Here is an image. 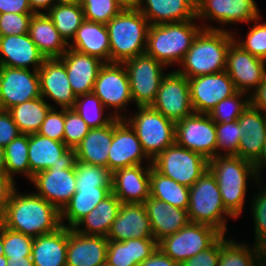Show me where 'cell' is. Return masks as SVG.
Returning <instances> with one entry per match:
<instances>
[{
	"instance_id": "54",
	"label": "cell",
	"mask_w": 266,
	"mask_h": 266,
	"mask_svg": "<svg viewBox=\"0 0 266 266\" xmlns=\"http://www.w3.org/2000/svg\"><path fill=\"white\" fill-rule=\"evenodd\" d=\"M20 134L10 113L0 109V146L6 147Z\"/></svg>"
},
{
	"instance_id": "32",
	"label": "cell",
	"mask_w": 266,
	"mask_h": 266,
	"mask_svg": "<svg viewBox=\"0 0 266 266\" xmlns=\"http://www.w3.org/2000/svg\"><path fill=\"white\" fill-rule=\"evenodd\" d=\"M157 248L154 238L108 240L106 262L111 266H138Z\"/></svg>"
},
{
	"instance_id": "21",
	"label": "cell",
	"mask_w": 266,
	"mask_h": 266,
	"mask_svg": "<svg viewBox=\"0 0 266 266\" xmlns=\"http://www.w3.org/2000/svg\"><path fill=\"white\" fill-rule=\"evenodd\" d=\"M41 97L54 102L51 107L73 108L76 95L67 77L64 63L59 58L45 59L38 70Z\"/></svg>"
},
{
	"instance_id": "10",
	"label": "cell",
	"mask_w": 266,
	"mask_h": 266,
	"mask_svg": "<svg viewBox=\"0 0 266 266\" xmlns=\"http://www.w3.org/2000/svg\"><path fill=\"white\" fill-rule=\"evenodd\" d=\"M222 235L209 225L189 222L178 232L161 240L158 248L181 264L211 247Z\"/></svg>"
},
{
	"instance_id": "61",
	"label": "cell",
	"mask_w": 266,
	"mask_h": 266,
	"mask_svg": "<svg viewBox=\"0 0 266 266\" xmlns=\"http://www.w3.org/2000/svg\"><path fill=\"white\" fill-rule=\"evenodd\" d=\"M8 265L7 266H33L31 257H23L18 259L7 258Z\"/></svg>"
},
{
	"instance_id": "48",
	"label": "cell",
	"mask_w": 266,
	"mask_h": 266,
	"mask_svg": "<svg viewBox=\"0 0 266 266\" xmlns=\"http://www.w3.org/2000/svg\"><path fill=\"white\" fill-rule=\"evenodd\" d=\"M33 240V237L11 230L3 225V249L6 258L31 257Z\"/></svg>"
},
{
	"instance_id": "59",
	"label": "cell",
	"mask_w": 266,
	"mask_h": 266,
	"mask_svg": "<svg viewBox=\"0 0 266 266\" xmlns=\"http://www.w3.org/2000/svg\"><path fill=\"white\" fill-rule=\"evenodd\" d=\"M28 3L34 13H43L42 10L47 13L55 5V0H28Z\"/></svg>"
},
{
	"instance_id": "17",
	"label": "cell",
	"mask_w": 266,
	"mask_h": 266,
	"mask_svg": "<svg viewBox=\"0 0 266 266\" xmlns=\"http://www.w3.org/2000/svg\"><path fill=\"white\" fill-rule=\"evenodd\" d=\"M152 161L142 149L141 143L131 126L121 118L113 119V139L108 153V168L117 169L131 167Z\"/></svg>"
},
{
	"instance_id": "49",
	"label": "cell",
	"mask_w": 266,
	"mask_h": 266,
	"mask_svg": "<svg viewBox=\"0 0 266 266\" xmlns=\"http://www.w3.org/2000/svg\"><path fill=\"white\" fill-rule=\"evenodd\" d=\"M263 180H257L255 185L259 186L250 202L251 217L254 221V236L253 244L257 245L261 240L266 238V185ZM262 183V184H261ZM263 186V187H262Z\"/></svg>"
},
{
	"instance_id": "56",
	"label": "cell",
	"mask_w": 266,
	"mask_h": 266,
	"mask_svg": "<svg viewBox=\"0 0 266 266\" xmlns=\"http://www.w3.org/2000/svg\"><path fill=\"white\" fill-rule=\"evenodd\" d=\"M3 13H34L28 0H0V14Z\"/></svg>"
},
{
	"instance_id": "35",
	"label": "cell",
	"mask_w": 266,
	"mask_h": 266,
	"mask_svg": "<svg viewBox=\"0 0 266 266\" xmlns=\"http://www.w3.org/2000/svg\"><path fill=\"white\" fill-rule=\"evenodd\" d=\"M111 193L112 187L76 188V192L70 201L60 211L61 226L72 229ZM63 221L68 224L66 225Z\"/></svg>"
},
{
	"instance_id": "50",
	"label": "cell",
	"mask_w": 266,
	"mask_h": 266,
	"mask_svg": "<svg viewBox=\"0 0 266 266\" xmlns=\"http://www.w3.org/2000/svg\"><path fill=\"white\" fill-rule=\"evenodd\" d=\"M90 129L74 108H65L63 142L68 148L75 149Z\"/></svg>"
},
{
	"instance_id": "38",
	"label": "cell",
	"mask_w": 266,
	"mask_h": 266,
	"mask_svg": "<svg viewBox=\"0 0 266 266\" xmlns=\"http://www.w3.org/2000/svg\"><path fill=\"white\" fill-rule=\"evenodd\" d=\"M51 104L43 97L15 105L7 111L12 116L21 134L37 133L46 114L51 109Z\"/></svg>"
},
{
	"instance_id": "28",
	"label": "cell",
	"mask_w": 266,
	"mask_h": 266,
	"mask_svg": "<svg viewBox=\"0 0 266 266\" xmlns=\"http://www.w3.org/2000/svg\"><path fill=\"white\" fill-rule=\"evenodd\" d=\"M143 205L150 220L153 237L157 243L178 232L190 222L187 210L171 206L151 196Z\"/></svg>"
},
{
	"instance_id": "20",
	"label": "cell",
	"mask_w": 266,
	"mask_h": 266,
	"mask_svg": "<svg viewBox=\"0 0 266 266\" xmlns=\"http://www.w3.org/2000/svg\"><path fill=\"white\" fill-rule=\"evenodd\" d=\"M30 172L36 173L50 167H74L75 149L38 133L28 134Z\"/></svg>"
},
{
	"instance_id": "67",
	"label": "cell",
	"mask_w": 266,
	"mask_h": 266,
	"mask_svg": "<svg viewBox=\"0 0 266 266\" xmlns=\"http://www.w3.org/2000/svg\"><path fill=\"white\" fill-rule=\"evenodd\" d=\"M7 265H8L7 258L4 255L0 256V266H7Z\"/></svg>"
},
{
	"instance_id": "43",
	"label": "cell",
	"mask_w": 266,
	"mask_h": 266,
	"mask_svg": "<svg viewBox=\"0 0 266 266\" xmlns=\"http://www.w3.org/2000/svg\"><path fill=\"white\" fill-rule=\"evenodd\" d=\"M250 104V94L237 91L232 96L219 101L218 104L209 111L208 115L215 123H230L238 120L240 115Z\"/></svg>"
},
{
	"instance_id": "37",
	"label": "cell",
	"mask_w": 266,
	"mask_h": 266,
	"mask_svg": "<svg viewBox=\"0 0 266 266\" xmlns=\"http://www.w3.org/2000/svg\"><path fill=\"white\" fill-rule=\"evenodd\" d=\"M150 196L171 206L188 209L189 187L164 176L153 166L150 170Z\"/></svg>"
},
{
	"instance_id": "53",
	"label": "cell",
	"mask_w": 266,
	"mask_h": 266,
	"mask_svg": "<svg viewBox=\"0 0 266 266\" xmlns=\"http://www.w3.org/2000/svg\"><path fill=\"white\" fill-rule=\"evenodd\" d=\"M220 255V238L208 249L183 261L180 266H218Z\"/></svg>"
},
{
	"instance_id": "14",
	"label": "cell",
	"mask_w": 266,
	"mask_h": 266,
	"mask_svg": "<svg viewBox=\"0 0 266 266\" xmlns=\"http://www.w3.org/2000/svg\"><path fill=\"white\" fill-rule=\"evenodd\" d=\"M216 138V123L208 114L193 113L175 123V143L208 160L216 157Z\"/></svg>"
},
{
	"instance_id": "33",
	"label": "cell",
	"mask_w": 266,
	"mask_h": 266,
	"mask_svg": "<svg viewBox=\"0 0 266 266\" xmlns=\"http://www.w3.org/2000/svg\"><path fill=\"white\" fill-rule=\"evenodd\" d=\"M29 35L45 59L60 58L69 48L52 20L44 12L32 15Z\"/></svg>"
},
{
	"instance_id": "8",
	"label": "cell",
	"mask_w": 266,
	"mask_h": 266,
	"mask_svg": "<svg viewBox=\"0 0 266 266\" xmlns=\"http://www.w3.org/2000/svg\"><path fill=\"white\" fill-rule=\"evenodd\" d=\"M152 166L164 176L190 188L209 169V160L175 143L152 160Z\"/></svg>"
},
{
	"instance_id": "44",
	"label": "cell",
	"mask_w": 266,
	"mask_h": 266,
	"mask_svg": "<svg viewBox=\"0 0 266 266\" xmlns=\"http://www.w3.org/2000/svg\"><path fill=\"white\" fill-rule=\"evenodd\" d=\"M76 188L112 187L113 172L106 167L75 161Z\"/></svg>"
},
{
	"instance_id": "29",
	"label": "cell",
	"mask_w": 266,
	"mask_h": 266,
	"mask_svg": "<svg viewBox=\"0 0 266 266\" xmlns=\"http://www.w3.org/2000/svg\"><path fill=\"white\" fill-rule=\"evenodd\" d=\"M137 9L150 25L196 19V0H140Z\"/></svg>"
},
{
	"instance_id": "30",
	"label": "cell",
	"mask_w": 266,
	"mask_h": 266,
	"mask_svg": "<svg viewBox=\"0 0 266 266\" xmlns=\"http://www.w3.org/2000/svg\"><path fill=\"white\" fill-rule=\"evenodd\" d=\"M68 227L34 237L31 251L33 266H67Z\"/></svg>"
},
{
	"instance_id": "22",
	"label": "cell",
	"mask_w": 266,
	"mask_h": 266,
	"mask_svg": "<svg viewBox=\"0 0 266 266\" xmlns=\"http://www.w3.org/2000/svg\"><path fill=\"white\" fill-rule=\"evenodd\" d=\"M117 169L112 176V193L121 203L143 204L150 197L152 164Z\"/></svg>"
},
{
	"instance_id": "2",
	"label": "cell",
	"mask_w": 266,
	"mask_h": 266,
	"mask_svg": "<svg viewBox=\"0 0 266 266\" xmlns=\"http://www.w3.org/2000/svg\"><path fill=\"white\" fill-rule=\"evenodd\" d=\"M233 33V30L202 29L176 71L187 79L225 71Z\"/></svg>"
},
{
	"instance_id": "57",
	"label": "cell",
	"mask_w": 266,
	"mask_h": 266,
	"mask_svg": "<svg viewBox=\"0 0 266 266\" xmlns=\"http://www.w3.org/2000/svg\"><path fill=\"white\" fill-rule=\"evenodd\" d=\"M138 266H180V263L175 262L172 258L165 255L159 248L154 253L144 260Z\"/></svg>"
},
{
	"instance_id": "51",
	"label": "cell",
	"mask_w": 266,
	"mask_h": 266,
	"mask_svg": "<svg viewBox=\"0 0 266 266\" xmlns=\"http://www.w3.org/2000/svg\"><path fill=\"white\" fill-rule=\"evenodd\" d=\"M34 13L0 14V36L29 33V24Z\"/></svg>"
},
{
	"instance_id": "26",
	"label": "cell",
	"mask_w": 266,
	"mask_h": 266,
	"mask_svg": "<svg viewBox=\"0 0 266 266\" xmlns=\"http://www.w3.org/2000/svg\"><path fill=\"white\" fill-rule=\"evenodd\" d=\"M242 138L237 156L254 163L260 156L266 140V114L251 104L238 118Z\"/></svg>"
},
{
	"instance_id": "40",
	"label": "cell",
	"mask_w": 266,
	"mask_h": 266,
	"mask_svg": "<svg viewBox=\"0 0 266 266\" xmlns=\"http://www.w3.org/2000/svg\"><path fill=\"white\" fill-rule=\"evenodd\" d=\"M61 37L69 44L84 19L81 4L54 5L47 13Z\"/></svg>"
},
{
	"instance_id": "13",
	"label": "cell",
	"mask_w": 266,
	"mask_h": 266,
	"mask_svg": "<svg viewBox=\"0 0 266 266\" xmlns=\"http://www.w3.org/2000/svg\"><path fill=\"white\" fill-rule=\"evenodd\" d=\"M151 107L174 123L193 114L188 79L176 70L166 73Z\"/></svg>"
},
{
	"instance_id": "9",
	"label": "cell",
	"mask_w": 266,
	"mask_h": 266,
	"mask_svg": "<svg viewBox=\"0 0 266 266\" xmlns=\"http://www.w3.org/2000/svg\"><path fill=\"white\" fill-rule=\"evenodd\" d=\"M130 85V93L136 107L151 106L155 100L166 67L146 53L123 62Z\"/></svg>"
},
{
	"instance_id": "60",
	"label": "cell",
	"mask_w": 266,
	"mask_h": 266,
	"mask_svg": "<svg viewBox=\"0 0 266 266\" xmlns=\"http://www.w3.org/2000/svg\"><path fill=\"white\" fill-rule=\"evenodd\" d=\"M253 165H254V170H255L257 180H262L261 179L262 176L260 175L261 174L260 172H262L261 170H263L266 167V140L264 142V147L262 149L260 156L253 163Z\"/></svg>"
},
{
	"instance_id": "7",
	"label": "cell",
	"mask_w": 266,
	"mask_h": 266,
	"mask_svg": "<svg viewBox=\"0 0 266 266\" xmlns=\"http://www.w3.org/2000/svg\"><path fill=\"white\" fill-rule=\"evenodd\" d=\"M123 118L135 131L143 151L152 161L175 144V123L151 106H139L137 112Z\"/></svg>"
},
{
	"instance_id": "65",
	"label": "cell",
	"mask_w": 266,
	"mask_h": 266,
	"mask_svg": "<svg viewBox=\"0 0 266 266\" xmlns=\"http://www.w3.org/2000/svg\"><path fill=\"white\" fill-rule=\"evenodd\" d=\"M82 0H55V5L58 4H81Z\"/></svg>"
},
{
	"instance_id": "46",
	"label": "cell",
	"mask_w": 266,
	"mask_h": 266,
	"mask_svg": "<svg viewBox=\"0 0 266 266\" xmlns=\"http://www.w3.org/2000/svg\"><path fill=\"white\" fill-rule=\"evenodd\" d=\"M262 18L259 16L254 20L251 29L247 32L244 39L238 38L235 32L234 41L241 46L245 51H248L253 56L266 61V23L261 22ZM261 22V23H260Z\"/></svg>"
},
{
	"instance_id": "55",
	"label": "cell",
	"mask_w": 266,
	"mask_h": 266,
	"mask_svg": "<svg viewBox=\"0 0 266 266\" xmlns=\"http://www.w3.org/2000/svg\"><path fill=\"white\" fill-rule=\"evenodd\" d=\"M17 187L6 174H0V220L4 217L9 198L14 188Z\"/></svg>"
},
{
	"instance_id": "66",
	"label": "cell",
	"mask_w": 266,
	"mask_h": 266,
	"mask_svg": "<svg viewBox=\"0 0 266 266\" xmlns=\"http://www.w3.org/2000/svg\"><path fill=\"white\" fill-rule=\"evenodd\" d=\"M4 255V249H3V224L0 221V256Z\"/></svg>"
},
{
	"instance_id": "16",
	"label": "cell",
	"mask_w": 266,
	"mask_h": 266,
	"mask_svg": "<svg viewBox=\"0 0 266 266\" xmlns=\"http://www.w3.org/2000/svg\"><path fill=\"white\" fill-rule=\"evenodd\" d=\"M225 71L237 91L251 94L266 76V61L253 56L233 41L227 52Z\"/></svg>"
},
{
	"instance_id": "18",
	"label": "cell",
	"mask_w": 266,
	"mask_h": 266,
	"mask_svg": "<svg viewBox=\"0 0 266 266\" xmlns=\"http://www.w3.org/2000/svg\"><path fill=\"white\" fill-rule=\"evenodd\" d=\"M30 182L37 195L61 211L76 192L75 167H50L36 173Z\"/></svg>"
},
{
	"instance_id": "41",
	"label": "cell",
	"mask_w": 266,
	"mask_h": 266,
	"mask_svg": "<svg viewBox=\"0 0 266 266\" xmlns=\"http://www.w3.org/2000/svg\"><path fill=\"white\" fill-rule=\"evenodd\" d=\"M5 148V174L16 183L14 175L21 174L31 181L33 174L30 172L28 158V134H20Z\"/></svg>"
},
{
	"instance_id": "23",
	"label": "cell",
	"mask_w": 266,
	"mask_h": 266,
	"mask_svg": "<svg viewBox=\"0 0 266 266\" xmlns=\"http://www.w3.org/2000/svg\"><path fill=\"white\" fill-rule=\"evenodd\" d=\"M59 59L66 67L67 77L76 97L91 93L99 70L105 62L71 48H68Z\"/></svg>"
},
{
	"instance_id": "4",
	"label": "cell",
	"mask_w": 266,
	"mask_h": 266,
	"mask_svg": "<svg viewBox=\"0 0 266 266\" xmlns=\"http://www.w3.org/2000/svg\"><path fill=\"white\" fill-rule=\"evenodd\" d=\"M195 22L197 19L150 25L145 53L166 67L178 66L203 29Z\"/></svg>"
},
{
	"instance_id": "3",
	"label": "cell",
	"mask_w": 266,
	"mask_h": 266,
	"mask_svg": "<svg viewBox=\"0 0 266 266\" xmlns=\"http://www.w3.org/2000/svg\"><path fill=\"white\" fill-rule=\"evenodd\" d=\"M209 170L216 177L224 207L239 219L246 206L248 183L257 181L253 163L238 156H216L209 159Z\"/></svg>"
},
{
	"instance_id": "64",
	"label": "cell",
	"mask_w": 266,
	"mask_h": 266,
	"mask_svg": "<svg viewBox=\"0 0 266 266\" xmlns=\"http://www.w3.org/2000/svg\"><path fill=\"white\" fill-rule=\"evenodd\" d=\"M0 174H5V148L0 146Z\"/></svg>"
},
{
	"instance_id": "31",
	"label": "cell",
	"mask_w": 266,
	"mask_h": 266,
	"mask_svg": "<svg viewBox=\"0 0 266 266\" xmlns=\"http://www.w3.org/2000/svg\"><path fill=\"white\" fill-rule=\"evenodd\" d=\"M68 47L110 63V42L106 24L84 20Z\"/></svg>"
},
{
	"instance_id": "63",
	"label": "cell",
	"mask_w": 266,
	"mask_h": 266,
	"mask_svg": "<svg viewBox=\"0 0 266 266\" xmlns=\"http://www.w3.org/2000/svg\"><path fill=\"white\" fill-rule=\"evenodd\" d=\"M123 9H137L140 0H116Z\"/></svg>"
},
{
	"instance_id": "19",
	"label": "cell",
	"mask_w": 266,
	"mask_h": 266,
	"mask_svg": "<svg viewBox=\"0 0 266 266\" xmlns=\"http://www.w3.org/2000/svg\"><path fill=\"white\" fill-rule=\"evenodd\" d=\"M188 82L194 113L208 114L219 101L237 92L226 71L191 78Z\"/></svg>"
},
{
	"instance_id": "42",
	"label": "cell",
	"mask_w": 266,
	"mask_h": 266,
	"mask_svg": "<svg viewBox=\"0 0 266 266\" xmlns=\"http://www.w3.org/2000/svg\"><path fill=\"white\" fill-rule=\"evenodd\" d=\"M73 108L90 128L106 126L115 118L105 113L107 109L93 92L77 96Z\"/></svg>"
},
{
	"instance_id": "24",
	"label": "cell",
	"mask_w": 266,
	"mask_h": 266,
	"mask_svg": "<svg viewBox=\"0 0 266 266\" xmlns=\"http://www.w3.org/2000/svg\"><path fill=\"white\" fill-rule=\"evenodd\" d=\"M44 60L29 33L0 36V66L38 71Z\"/></svg>"
},
{
	"instance_id": "6",
	"label": "cell",
	"mask_w": 266,
	"mask_h": 266,
	"mask_svg": "<svg viewBox=\"0 0 266 266\" xmlns=\"http://www.w3.org/2000/svg\"><path fill=\"white\" fill-rule=\"evenodd\" d=\"M187 215L190 222L209 225L223 235L228 219L235 220L224 207L216 177L209 169L189 188Z\"/></svg>"
},
{
	"instance_id": "34",
	"label": "cell",
	"mask_w": 266,
	"mask_h": 266,
	"mask_svg": "<svg viewBox=\"0 0 266 266\" xmlns=\"http://www.w3.org/2000/svg\"><path fill=\"white\" fill-rule=\"evenodd\" d=\"M113 139V120L106 126L91 128L75 147L76 160L108 168V153Z\"/></svg>"
},
{
	"instance_id": "5",
	"label": "cell",
	"mask_w": 266,
	"mask_h": 266,
	"mask_svg": "<svg viewBox=\"0 0 266 266\" xmlns=\"http://www.w3.org/2000/svg\"><path fill=\"white\" fill-rule=\"evenodd\" d=\"M106 26L110 63H123L145 53L150 23L138 9H123Z\"/></svg>"
},
{
	"instance_id": "52",
	"label": "cell",
	"mask_w": 266,
	"mask_h": 266,
	"mask_svg": "<svg viewBox=\"0 0 266 266\" xmlns=\"http://www.w3.org/2000/svg\"><path fill=\"white\" fill-rule=\"evenodd\" d=\"M65 108H51L46 114L38 134L50 139L63 142L64 138Z\"/></svg>"
},
{
	"instance_id": "12",
	"label": "cell",
	"mask_w": 266,
	"mask_h": 266,
	"mask_svg": "<svg viewBox=\"0 0 266 266\" xmlns=\"http://www.w3.org/2000/svg\"><path fill=\"white\" fill-rule=\"evenodd\" d=\"M259 16L255 0H196V19L204 20L203 29L228 30L227 25L243 22L251 25ZM207 21H215L219 27L208 26Z\"/></svg>"
},
{
	"instance_id": "1",
	"label": "cell",
	"mask_w": 266,
	"mask_h": 266,
	"mask_svg": "<svg viewBox=\"0 0 266 266\" xmlns=\"http://www.w3.org/2000/svg\"><path fill=\"white\" fill-rule=\"evenodd\" d=\"M2 224L31 237L55 232L61 227L60 211L35 192L21 193L15 187Z\"/></svg>"
},
{
	"instance_id": "25",
	"label": "cell",
	"mask_w": 266,
	"mask_h": 266,
	"mask_svg": "<svg viewBox=\"0 0 266 266\" xmlns=\"http://www.w3.org/2000/svg\"><path fill=\"white\" fill-rule=\"evenodd\" d=\"M108 239L85 235L68 228L67 266H102L106 263Z\"/></svg>"
},
{
	"instance_id": "36",
	"label": "cell",
	"mask_w": 266,
	"mask_h": 266,
	"mask_svg": "<svg viewBox=\"0 0 266 266\" xmlns=\"http://www.w3.org/2000/svg\"><path fill=\"white\" fill-rule=\"evenodd\" d=\"M121 205V201L111 193L72 229L85 235L107 237Z\"/></svg>"
},
{
	"instance_id": "27",
	"label": "cell",
	"mask_w": 266,
	"mask_h": 266,
	"mask_svg": "<svg viewBox=\"0 0 266 266\" xmlns=\"http://www.w3.org/2000/svg\"><path fill=\"white\" fill-rule=\"evenodd\" d=\"M106 238L112 241L154 238L144 205L122 203Z\"/></svg>"
},
{
	"instance_id": "58",
	"label": "cell",
	"mask_w": 266,
	"mask_h": 266,
	"mask_svg": "<svg viewBox=\"0 0 266 266\" xmlns=\"http://www.w3.org/2000/svg\"><path fill=\"white\" fill-rule=\"evenodd\" d=\"M251 105L266 114V76L262 83L250 94Z\"/></svg>"
},
{
	"instance_id": "39",
	"label": "cell",
	"mask_w": 266,
	"mask_h": 266,
	"mask_svg": "<svg viewBox=\"0 0 266 266\" xmlns=\"http://www.w3.org/2000/svg\"><path fill=\"white\" fill-rule=\"evenodd\" d=\"M218 266H260L258 246L222 235Z\"/></svg>"
},
{
	"instance_id": "45",
	"label": "cell",
	"mask_w": 266,
	"mask_h": 266,
	"mask_svg": "<svg viewBox=\"0 0 266 266\" xmlns=\"http://www.w3.org/2000/svg\"><path fill=\"white\" fill-rule=\"evenodd\" d=\"M216 156H237L242 138L238 120L230 123H216Z\"/></svg>"
},
{
	"instance_id": "62",
	"label": "cell",
	"mask_w": 266,
	"mask_h": 266,
	"mask_svg": "<svg viewBox=\"0 0 266 266\" xmlns=\"http://www.w3.org/2000/svg\"><path fill=\"white\" fill-rule=\"evenodd\" d=\"M259 262L260 266H266V238L261 240L258 244Z\"/></svg>"
},
{
	"instance_id": "15",
	"label": "cell",
	"mask_w": 266,
	"mask_h": 266,
	"mask_svg": "<svg viewBox=\"0 0 266 266\" xmlns=\"http://www.w3.org/2000/svg\"><path fill=\"white\" fill-rule=\"evenodd\" d=\"M0 66V109L41 97L37 70Z\"/></svg>"
},
{
	"instance_id": "11",
	"label": "cell",
	"mask_w": 266,
	"mask_h": 266,
	"mask_svg": "<svg viewBox=\"0 0 266 266\" xmlns=\"http://www.w3.org/2000/svg\"><path fill=\"white\" fill-rule=\"evenodd\" d=\"M116 118L123 119L130 103H133L129 77L123 63H105L99 70L92 91ZM123 112V113H122ZM124 114V115H123Z\"/></svg>"
},
{
	"instance_id": "47",
	"label": "cell",
	"mask_w": 266,
	"mask_h": 266,
	"mask_svg": "<svg viewBox=\"0 0 266 266\" xmlns=\"http://www.w3.org/2000/svg\"><path fill=\"white\" fill-rule=\"evenodd\" d=\"M84 19L92 22L107 24L123 8L116 0H82Z\"/></svg>"
},
{
	"instance_id": "68",
	"label": "cell",
	"mask_w": 266,
	"mask_h": 266,
	"mask_svg": "<svg viewBox=\"0 0 266 266\" xmlns=\"http://www.w3.org/2000/svg\"><path fill=\"white\" fill-rule=\"evenodd\" d=\"M102 266H111V265H109V264L106 262V263L103 264Z\"/></svg>"
}]
</instances>
